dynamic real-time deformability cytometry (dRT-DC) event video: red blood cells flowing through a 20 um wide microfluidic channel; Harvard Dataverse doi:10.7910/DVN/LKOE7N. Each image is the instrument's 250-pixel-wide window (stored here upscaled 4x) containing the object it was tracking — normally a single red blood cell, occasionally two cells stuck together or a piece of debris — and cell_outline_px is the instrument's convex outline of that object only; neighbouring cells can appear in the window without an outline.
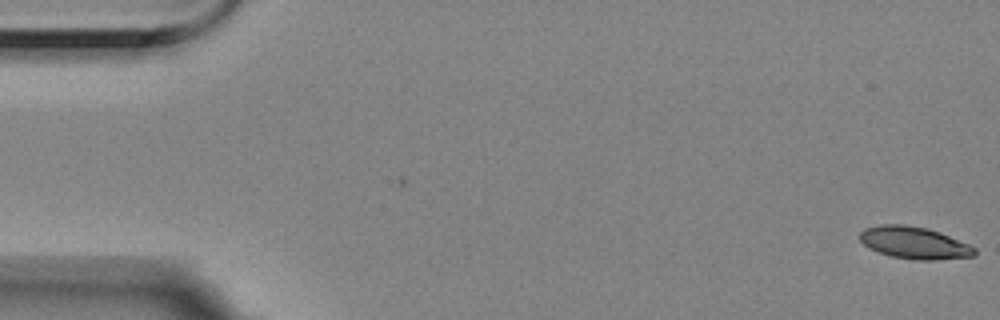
{"species": "Egyptian fruit bat (a non-hibernating species)", "species_latin": "Rousettus aegyptiacus", "temperature_condition": "room temperature", "stored_images_in_passage": 5, "camera_frame_rate_fps": 3000, "um_per_image_px": 0.085, "animal": {"sex": "female"}, "frame": {"image": 1, "passage_image": 1, "time_ms": 0.0, "image_size_px": [1000, 320], "cell_outline_px": [[976, 256], [932, 260], [916, 260], [892, 256], [876, 252], [868, 248], [860, 240], [860, 232], [864, 228], [880, 224], [904, 224], [928, 228], [940, 232], [968, 244], [976, 248]], "centroid_in_image_um": [77.7, 20.63], "position_along_channel_um": 7.3, "area_um2": 21.62}}
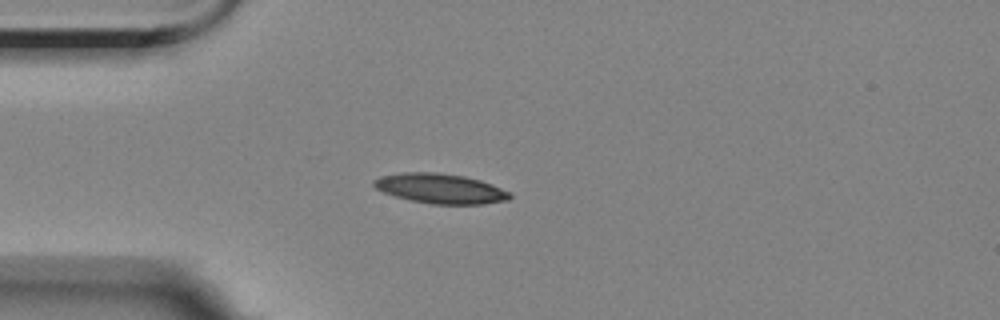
{"frame": {"image": 2, "passage_image": 5, "time_ms": 4.667, "image_size_px": [1000, 320], "cell_outline_px": [[512, 196], [508, 200], [484, 204], [432, 204], [412, 200], [396, 196], [384, 192], [376, 188], [372, 184], [372, 180], [380, 176], [400, 172], [436, 172], [464, 176], [480, 180], [492, 184], [512, 192]], "centroid_in_image_um": [37.45, 16.02], "position_along_channel_um": 47.6, "area_um2": 23.76}}